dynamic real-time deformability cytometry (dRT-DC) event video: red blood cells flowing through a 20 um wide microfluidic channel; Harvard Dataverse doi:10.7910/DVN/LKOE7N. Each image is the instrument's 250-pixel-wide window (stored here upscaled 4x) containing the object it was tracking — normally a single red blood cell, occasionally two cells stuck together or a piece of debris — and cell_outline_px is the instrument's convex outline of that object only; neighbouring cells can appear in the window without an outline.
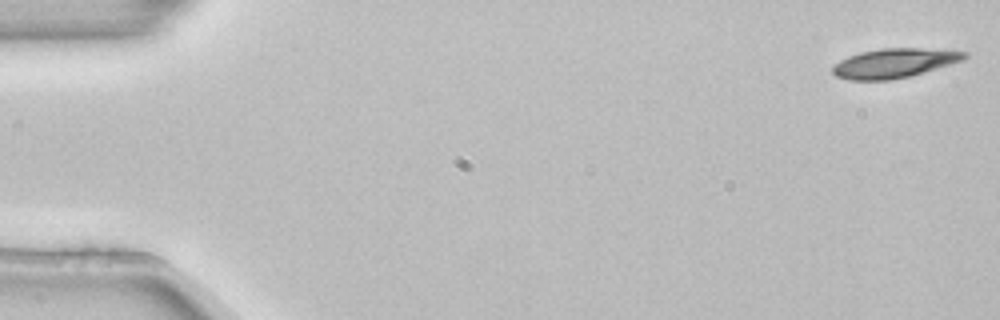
{"species": "common noctule bat (a hibernating species)", "species_latin": "Nyctalus noctula", "temperature_condition": "room temperature", "stored_images_in_passage": 4, "segment_of_instrument_passage": [2, 2], "camera_frame_rate_fps": 3000, "um_per_image_px": 0.085, "animal": {"sex": "female", "body_mass_g": 22.7, "forearm_length_mm": 54.2}, "frame": {"image": 1, "passage_image": 4, "time_ms": 1.0, "image_size_px": [1000, 320], "cell_outline_px": [[968, 56], [964, 60], [912, 76], [892, 80], [848, 80], [836, 76], [832, 72], [832, 64], [848, 56], [860, 52], [880, 48], [920, 48], [968, 52]], "centroid_in_image_um": [75.99, 5.37], "position_along_channel_um": 9.0, "area_um2": 22.77}}